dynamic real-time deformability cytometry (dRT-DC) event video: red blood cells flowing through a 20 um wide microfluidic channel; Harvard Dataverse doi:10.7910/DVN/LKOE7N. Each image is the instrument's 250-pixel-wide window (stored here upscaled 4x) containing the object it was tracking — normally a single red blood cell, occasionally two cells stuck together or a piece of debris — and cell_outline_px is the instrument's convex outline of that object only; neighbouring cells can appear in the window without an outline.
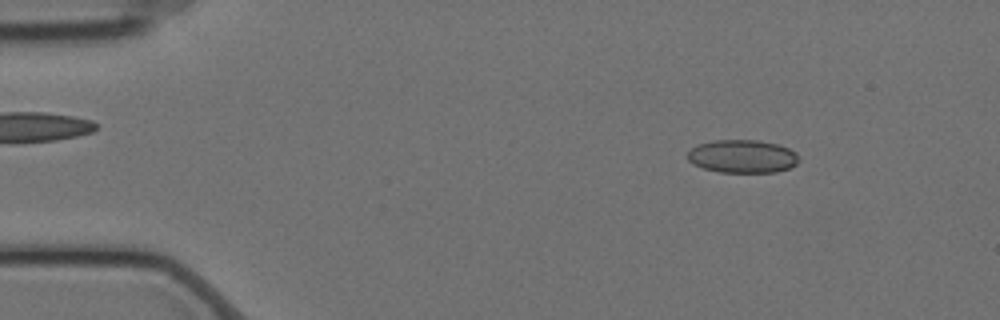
{"species": "Egyptian fruit bat (a non-hibernating species)", "species_latin": "Rousettus aegyptiacus", "temperature_condition": "cold", "stored_images_in_passage": 16, "camera_frame_rate_fps": 3000, "um_per_image_px": 0.085, "animal": {"sex": "female"}, "frame": {"image": 1, "passage_image": 8, "time_ms": 2.333, "image_size_px": [1000, 320], "cell_outline_px": [[800, 160], [792, 168], [776, 172], [720, 172], [704, 168], [692, 164], [688, 160], [688, 152], [692, 148], [700, 144], [716, 140], [756, 140], [776, 144], [788, 148], [796, 152]], "centroid_in_image_um": [63.14, 13.3], "position_along_channel_um": 21.9, "area_um2": 21.44}}